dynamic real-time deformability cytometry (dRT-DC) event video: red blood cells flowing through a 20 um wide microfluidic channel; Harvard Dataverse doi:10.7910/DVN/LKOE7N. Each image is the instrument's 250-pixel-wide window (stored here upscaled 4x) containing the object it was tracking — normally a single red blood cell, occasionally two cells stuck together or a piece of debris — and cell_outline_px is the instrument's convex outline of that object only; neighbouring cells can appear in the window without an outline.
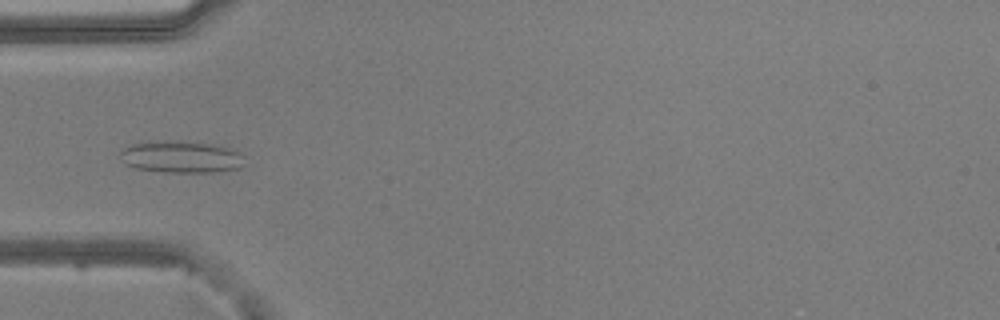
{"species": "common noctule bat (a hibernating species)", "species_latin": "Nyctalus noctula", "temperature_condition": "warm", "stored_images_in_passage": 54, "camera_frame_rate_fps": 3000, "um_per_image_px": 0.085, "animal": {"sex": "male", "body_mass_g": 20.5, "forearm_length_mm": 52.5}, "frame": {"image": 1, "passage_image": 17, "time_ms": 5.333, "image_size_px": [1000, 320], "cell_outline_px": [[240, 168], [216, 172], [164, 172], [136, 168], [124, 164], [120, 160], [120, 152], [124, 148], [132, 144], [148, 140], [180, 140], [212, 144], [232, 148], [240, 156]], "centroid_in_image_um": [15.29, 13.31], "position_along_channel_um": 69.7, "area_um2": 23.29}}
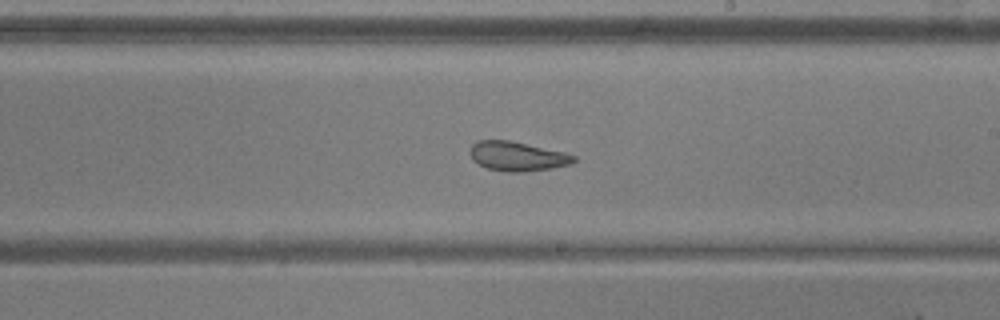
{"frame": {"image": 2, "passage_image": 31, "time_ms": 10.0, "image_size_px": [1000, 320], "cell_outline_px": [[576, 160], [572, 164], [552, 168], [524, 172], [508, 172], [488, 168], [472, 160], [468, 152], [472, 144], [476, 140], [508, 140], [564, 152], [576, 156]], "centroid_in_image_um": [43.95, 13.28], "position_along_channel_um": 245.0, "area_um2": 17.8}}
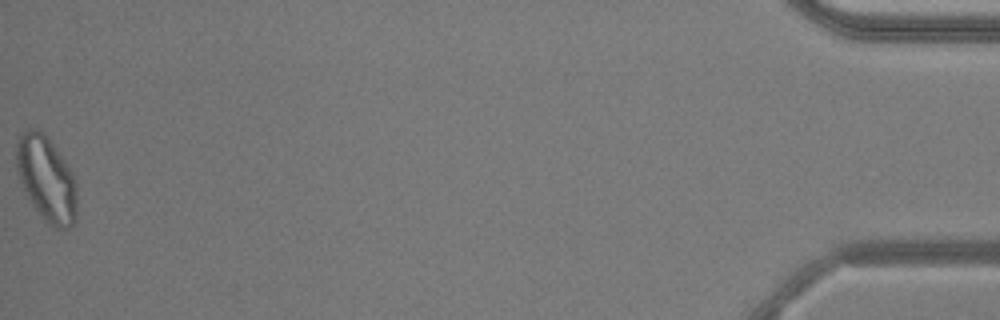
{"frame": {"image": 3, "passage_image": 54, "time_ms": 17.667, "image_size_px": [1000, 320], "cell_outline_px": [[76, 220], [68, 228], [56, 228], [48, 224], [36, 212], [24, 192], [16, 168], [16, 144], [20, 136], [28, 128], [36, 128], [44, 132], [64, 160], [72, 172], [76, 184]], "centroid_in_image_um": [3.93, 15.21], "position_along_channel_um": 431.3, "area_um2": 30.17}, "authors_computed_cell_mechanics": {"area_um2": 23.409, "velocity_mm_per_s": 3.7374, "shape_relaxation_time_tau1_ms": null, "shape_relaxation_time_tau2_ms": 1.6494, "deformation_change_tau1": null, "deformation_change_tau2": 0.073}}